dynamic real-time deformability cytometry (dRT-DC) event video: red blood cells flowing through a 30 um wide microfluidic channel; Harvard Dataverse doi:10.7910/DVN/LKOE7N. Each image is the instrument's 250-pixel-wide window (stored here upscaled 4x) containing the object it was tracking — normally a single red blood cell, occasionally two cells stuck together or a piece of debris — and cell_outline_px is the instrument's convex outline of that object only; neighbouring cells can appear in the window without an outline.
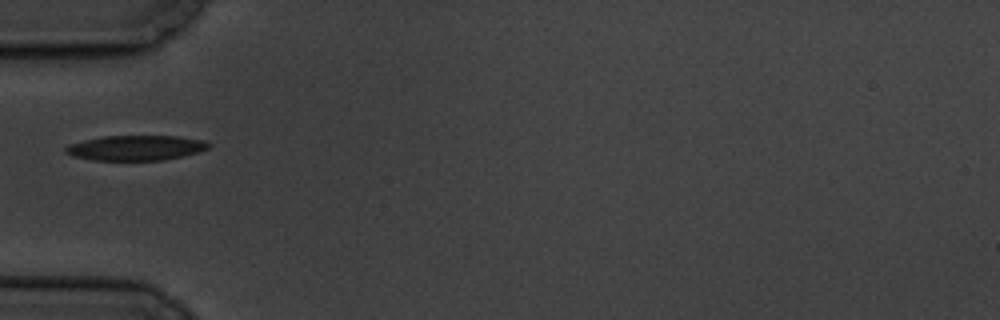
{"species": "common noctule bat (a hibernating species)", "species_latin": "Nyctalus noctula", "temperature_condition": "cold", "stored_images_in_passage": 8, "camera_frame_rate_fps": 3000, "um_per_image_px": 0.085, "animal": {"sex": "male", "body_mass_g": 19.5, "forearm_length_mm": 54.6}, "frame": {"image": 1, "passage_image": 1, "time_ms": 0.0, "image_size_px": [1000, 320], "cell_outline_px": [[212, 144], [208, 148], [200, 152], [164, 160], [92, 160], [72, 156], [64, 152], [64, 148], [68, 144], [84, 140], [104, 136], [176, 136], [204, 140]], "centroid_in_image_um": [11.54, 12.57], "position_along_channel_um": 73.5, "area_um2": 20.98}}
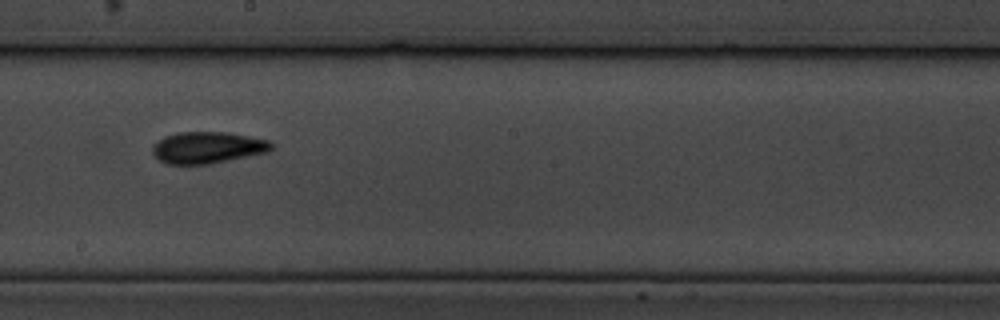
{"frame": {"image": 2, "passage_image": 5, "time_ms": 4.667, "image_size_px": [1000, 320], "cell_outline_px": [[272, 148], [268, 152], [208, 164], [168, 164], [160, 160], [152, 152], [152, 144], [164, 136], [176, 132], [228, 132], [268, 140], [272, 144]], "centroid_in_image_um": [17.61, 12.53], "position_along_channel_um": 230.6, "area_um2": 21.85}}
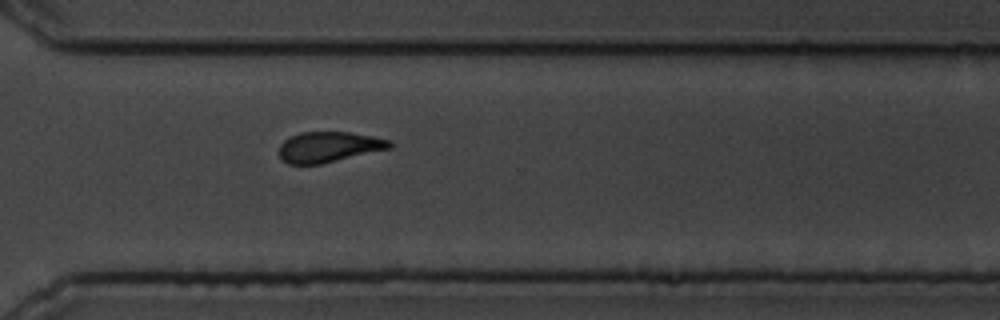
{"frame": {"image": 3, "passage_image": 8, "time_ms": 8.0, "image_size_px": [1000, 320], "cell_outline_px": [[392, 148], [320, 164], [288, 164], [276, 152], [280, 144], [284, 140], [300, 132], [348, 132], [372, 136], [392, 140]], "centroid_in_image_um": [27.94, 12.49], "position_along_channel_um": 342.7, "area_um2": 19.71}}